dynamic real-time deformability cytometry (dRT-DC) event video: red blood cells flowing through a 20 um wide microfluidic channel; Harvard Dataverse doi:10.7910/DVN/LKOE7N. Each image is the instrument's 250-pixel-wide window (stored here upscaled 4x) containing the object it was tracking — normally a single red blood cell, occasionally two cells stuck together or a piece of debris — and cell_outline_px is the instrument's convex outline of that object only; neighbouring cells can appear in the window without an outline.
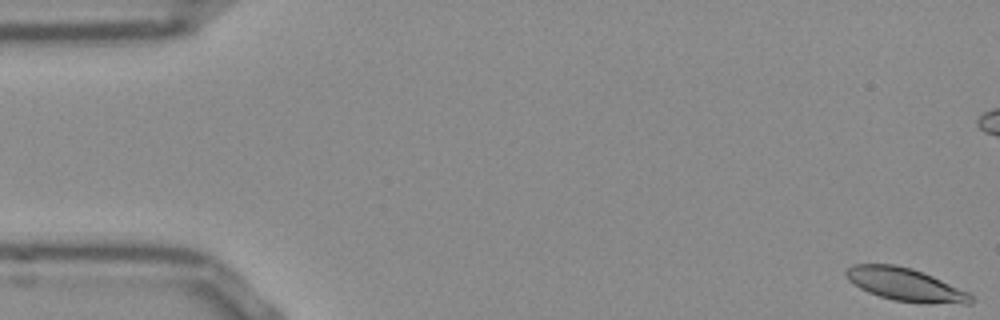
{"species": "Egyptian fruit bat (a non-hibernating species)", "species_latin": "Rousettus aegyptiacus", "temperature_condition": "room temperature", "stored_images_in_passage": 12, "camera_frame_rate_fps": 3000, "um_per_image_px": 0.085, "frame": {"image": 1, "passage_image": 1, "time_ms": 0.0, "image_size_px": [1000, 320], "cell_outline_px": [[976, 300], [972, 304], [964, 304], [892, 300], [868, 292], [860, 288], [848, 280], [844, 272], [852, 264], [892, 264], [912, 268], [932, 276], [968, 292]], "centroid_in_image_um": [76.94, 24.17], "position_along_channel_um": 8.1, "area_um2": 23.58}}